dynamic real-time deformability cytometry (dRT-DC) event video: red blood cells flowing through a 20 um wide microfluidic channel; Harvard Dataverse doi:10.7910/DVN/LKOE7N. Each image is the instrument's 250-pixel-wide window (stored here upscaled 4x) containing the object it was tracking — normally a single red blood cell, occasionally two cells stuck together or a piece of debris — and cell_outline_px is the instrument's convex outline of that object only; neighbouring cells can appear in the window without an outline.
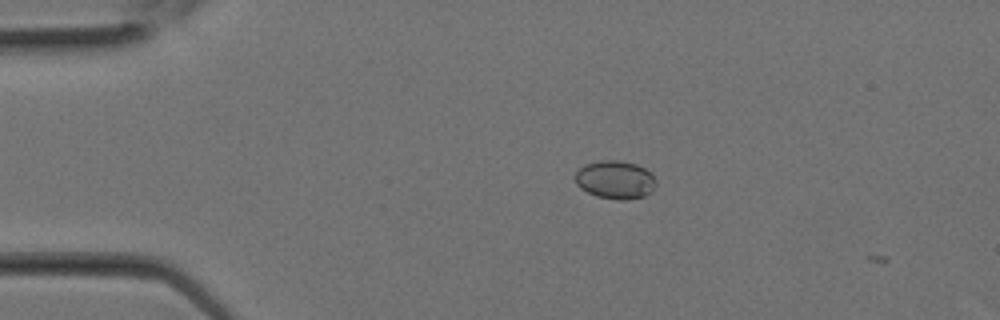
{"species": "Egyptian fruit bat (a non-hibernating species)", "species_latin": "Rousettus aegyptiacus", "temperature_condition": "room temperature", "stored_images_in_passage": 6, "camera_frame_rate_fps": 3000, "um_per_image_px": 0.085, "animal": {"sex": "female"}, "frame": {"image": 1, "passage_image": 5, "time_ms": 1.333, "image_size_px": [1000, 320], "cell_outline_px": [[656, 184], [652, 192], [644, 196], [624, 200], [620, 200], [596, 196], [580, 188], [576, 184], [576, 172], [584, 164], [600, 160], [620, 160], [636, 164], [652, 172], [656, 180]], "centroid_in_image_um": [52.32, 15.27], "position_along_channel_um": 32.7, "area_um2": 18.15}}